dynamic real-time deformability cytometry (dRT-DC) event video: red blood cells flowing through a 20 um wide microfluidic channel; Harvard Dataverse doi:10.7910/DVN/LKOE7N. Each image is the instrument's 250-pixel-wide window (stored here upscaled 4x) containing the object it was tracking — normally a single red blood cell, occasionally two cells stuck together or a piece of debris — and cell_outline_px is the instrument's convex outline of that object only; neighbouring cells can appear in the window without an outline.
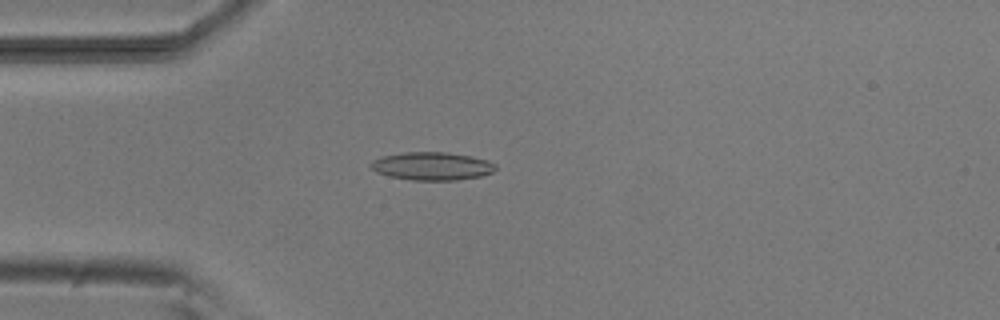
{"species": "common noctule bat (a hibernating species)", "species_latin": "Nyctalus noctula", "temperature_condition": "room temperature", "stored_images_in_passage": 4, "camera_frame_rate_fps": 3000, "um_per_image_px": 0.085, "animal": {"sex": "male", "body_mass_g": 20.5, "forearm_length_mm": 52.5}, "frame": {"image": 1, "passage_image": 4, "time_ms": 3.667, "image_size_px": [1000, 320], "cell_outline_px": [[496, 168], [492, 172], [480, 176], [456, 180], [412, 180], [392, 176], [376, 172], [368, 164], [372, 160], [380, 156], [404, 152], [448, 152], [472, 156], [488, 160], [496, 164]], "centroid_in_image_um": [36.71, 14.1], "position_along_channel_um": 48.3, "area_um2": 20.46}}